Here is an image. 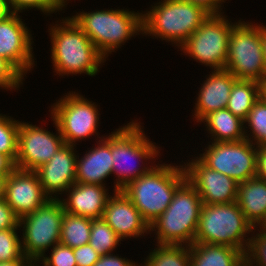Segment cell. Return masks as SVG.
<instances>
[{
  "mask_svg": "<svg viewBox=\"0 0 266 266\" xmlns=\"http://www.w3.org/2000/svg\"><path fill=\"white\" fill-rule=\"evenodd\" d=\"M75 148L64 144L47 163L35 170L44 193L50 199H60L76 182L78 151Z\"/></svg>",
  "mask_w": 266,
  "mask_h": 266,
  "instance_id": "obj_17",
  "label": "cell"
},
{
  "mask_svg": "<svg viewBox=\"0 0 266 266\" xmlns=\"http://www.w3.org/2000/svg\"><path fill=\"white\" fill-rule=\"evenodd\" d=\"M32 35L17 12L0 21V57L7 60L23 77H27L36 66Z\"/></svg>",
  "mask_w": 266,
  "mask_h": 266,
  "instance_id": "obj_14",
  "label": "cell"
},
{
  "mask_svg": "<svg viewBox=\"0 0 266 266\" xmlns=\"http://www.w3.org/2000/svg\"><path fill=\"white\" fill-rule=\"evenodd\" d=\"M47 32L55 75L86 74L93 77L100 72L106 58L70 16L53 22Z\"/></svg>",
  "mask_w": 266,
  "mask_h": 266,
  "instance_id": "obj_1",
  "label": "cell"
},
{
  "mask_svg": "<svg viewBox=\"0 0 266 266\" xmlns=\"http://www.w3.org/2000/svg\"><path fill=\"white\" fill-rule=\"evenodd\" d=\"M244 134L245 138L255 146H266V102L260 98L244 120Z\"/></svg>",
  "mask_w": 266,
  "mask_h": 266,
  "instance_id": "obj_28",
  "label": "cell"
},
{
  "mask_svg": "<svg viewBox=\"0 0 266 266\" xmlns=\"http://www.w3.org/2000/svg\"><path fill=\"white\" fill-rule=\"evenodd\" d=\"M140 266H190L189 246L157 244Z\"/></svg>",
  "mask_w": 266,
  "mask_h": 266,
  "instance_id": "obj_27",
  "label": "cell"
},
{
  "mask_svg": "<svg viewBox=\"0 0 266 266\" xmlns=\"http://www.w3.org/2000/svg\"><path fill=\"white\" fill-rule=\"evenodd\" d=\"M26 266H40L38 261H30Z\"/></svg>",
  "mask_w": 266,
  "mask_h": 266,
  "instance_id": "obj_47",
  "label": "cell"
},
{
  "mask_svg": "<svg viewBox=\"0 0 266 266\" xmlns=\"http://www.w3.org/2000/svg\"><path fill=\"white\" fill-rule=\"evenodd\" d=\"M51 253L42 256L38 262L42 266H77L73 248L56 244L50 249Z\"/></svg>",
  "mask_w": 266,
  "mask_h": 266,
  "instance_id": "obj_34",
  "label": "cell"
},
{
  "mask_svg": "<svg viewBox=\"0 0 266 266\" xmlns=\"http://www.w3.org/2000/svg\"><path fill=\"white\" fill-rule=\"evenodd\" d=\"M259 84V98L266 102V76L258 81Z\"/></svg>",
  "mask_w": 266,
  "mask_h": 266,
  "instance_id": "obj_44",
  "label": "cell"
},
{
  "mask_svg": "<svg viewBox=\"0 0 266 266\" xmlns=\"http://www.w3.org/2000/svg\"><path fill=\"white\" fill-rule=\"evenodd\" d=\"M19 228V217L7 202L0 198V230Z\"/></svg>",
  "mask_w": 266,
  "mask_h": 266,
  "instance_id": "obj_37",
  "label": "cell"
},
{
  "mask_svg": "<svg viewBox=\"0 0 266 266\" xmlns=\"http://www.w3.org/2000/svg\"><path fill=\"white\" fill-rule=\"evenodd\" d=\"M92 219L64 212L60 244L75 248L89 243Z\"/></svg>",
  "mask_w": 266,
  "mask_h": 266,
  "instance_id": "obj_26",
  "label": "cell"
},
{
  "mask_svg": "<svg viewBox=\"0 0 266 266\" xmlns=\"http://www.w3.org/2000/svg\"><path fill=\"white\" fill-rule=\"evenodd\" d=\"M3 199L21 218L37 210L50 198L44 193L35 171L15 168L7 177Z\"/></svg>",
  "mask_w": 266,
  "mask_h": 266,
  "instance_id": "obj_16",
  "label": "cell"
},
{
  "mask_svg": "<svg viewBox=\"0 0 266 266\" xmlns=\"http://www.w3.org/2000/svg\"><path fill=\"white\" fill-rule=\"evenodd\" d=\"M9 174H0V198L4 197L6 180Z\"/></svg>",
  "mask_w": 266,
  "mask_h": 266,
  "instance_id": "obj_45",
  "label": "cell"
},
{
  "mask_svg": "<svg viewBox=\"0 0 266 266\" xmlns=\"http://www.w3.org/2000/svg\"><path fill=\"white\" fill-rule=\"evenodd\" d=\"M185 180L183 163L158 162L148 173L129 183L122 192L150 225L168 208L175 191Z\"/></svg>",
  "mask_w": 266,
  "mask_h": 266,
  "instance_id": "obj_5",
  "label": "cell"
},
{
  "mask_svg": "<svg viewBox=\"0 0 266 266\" xmlns=\"http://www.w3.org/2000/svg\"><path fill=\"white\" fill-rule=\"evenodd\" d=\"M185 1H188L189 3L204 8L210 14H220L224 13V10H222L224 8V5L222 4H224L227 0H185Z\"/></svg>",
  "mask_w": 266,
  "mask_h": 266,
  "instance_id": "obj_39",
  "label": "cell"
},
{
  "mask_svg": "<svg viewBox=\"0 0 266 266\" xmlns=\"http://www.w3.org/2000/svg\"><path fill=\"white\" fill-rule=\"evenodd\" d=\"M183 162L187 181L196 189L203 204H228L237 199L238 183L207 167L198 157Z\"/></svg>",
  "mask_w": 266,
  "mask_h": 266,
  "instance_id": "obj_15",
  "label": "cell"
},
{
  "mask_svg": "<svg viewBox=\"0 0 266 266\" xmlns=\"http://www.w3.org/2000/svg\"><path fill=\"white\" fill-rule=\"evenodd\" d=\"M208 144L197 156L207 167L231 177L237 183L256 177L258 147L249 140L210 141Z\"/></svg>",
  "mask_w": 266,
  "mask_h": 266,
  "instance_id": "obj_12",
  "label": "cell"
},
{
  "mask_svg": "<svg viewBox=\"0 0 266 266\" xmlns=\"http://www.w3.org/2000/svg\"><path fill=\"white\" fill-rule=\"evenodd\" d=\"M106 186L75 182L60 198L66 212L91 219L101 218L110 194ZM110 193V194H109Z\"/></svg>",
  "mask_w": 266,
  "mask_h": 266,
  "instance_id": "obj_21",
  "label": "cell"
},
{
  "mask_svg": "<svg viewBox=\"0 0 266 266\" xmlns=\"http://www.w3.org/2000/svg\"><path fill=\"white\" fill-rule=\"evenodd\" d=\"M202 199L187 179L177 188L168 208L149 225L155 243L186 245L194 243ZM154 233V234H153Z\"/></svg>",
  "mask_w": 266,
  "mask_h": 266,
  "instance_id": "obj_6",
  "label": "cell"
},
{
  "mask_svg": "<svg viewBox=\"0 0 266 266\" xmlns=\"http://www.w3.org/2000/svg\"><path fill=\"white\" fill-rule=\"evenodd\" d=\"M49 112L56 121L67 145L76 146L78 142L86 140V138L88 140L93 135L97 136L96 140L106 136H99L100 133L97 131L100 124L98 104L90 101L79 92L69 91L67 94L65 93L51 105Z\"/></svg>",
  "mask_w": 266,
  "mask_h": 266,
  "instance_id": "obj_9",
  "label": "cell"
},
{
  "mask_svg": "<svg viewBox=\"0 0 266 266\" xmlns=\"http://www.w3.org/2000/svg\"><path fill=\"white\" fill-rule=\"evenodd\" d=\"M14 13L8 1L0 0V21L7 19Z\"/></svg>",
  "mask_w": 266,
  "mask_h": 266,
  "instance_id": "obj_42",
  "label": "cell"
},
{
  "mask_svg": "<svg viewBox=\"0 0 266 266\" xmlns=\"http://www.w3.org/2000/svg\"><path fill=\"white\" fill-rule=\"evenodd\" d=\"M236 202L253 227L261 225L266 218V181L255 177L238 183Z\"/></svg>",
  "mask_w": 266,
  "mask_h": 266,
  "instance_id": "obj_22",
  "label": "cell"
},
{
  "mask_svg": "<svg viewBox=\"0 0 266 266\" xmlns=\"http://www.w3.org/2000/svg\"><path fill=\"white\" fill-rule=\"evenodd\" d=\"M14 12L23 13L37 9L43 12L46 16L62 12L65 8L64 0H8ZM29 9V10H28Z\"/></svg>",
  "mask_w": 266,
  "mask_h": 266,
  "instance_id": "obj_33",
  "label": "cell"
},
{
  "mask_svg": "<svg viewBox=\"0 0 266 266\" xmlns=\"http://www.w3.org/2000/svg\"><path fill=\"white\" fill-rule=\"evenodd\" d=\"M262 44H263L265 70H266V25H263V23H262Z\"/></svg>",
  "mask_w": 266,
  "mask_h": 266,
  "instance_id": "obj_46",
  "label": "cell"
},
{
  "mask_svg": "<svg viewBox=\"0 0 266 266\" xmlns=\"http://www.w3.org/2000/svg\"><path fill=\"white\" fill-rule=\"evenodd\" d=\"M121 241L102 217L92 219L89 244L100 256L113 253Z\"/></svg>",
  "mask_w": 266,
  "mask_h": 266,
  "instance_id": "obj_29",
  "label": "cell"
},
{
  "mask_svg": "<svg viewBox=\"0 0 266 266\" xmlns=\"http://www.w3.org/2000/svg\"><path fill=\"white\" fill-rule=\"evenodd\" d=\"M205 124L212 142H237L245 139L244 121L227 108L213 111L200 122Z\"/></svg>",
  "mask_w": 266,
  "mask_h": 266,
  "instance_id": "obj_24",
  "label": "cell"
},
{
  "mask_svg": "<svg viewBox=\"0 0 266 266\" xmlns=\"http://www.w3.org/2000/svg\"><path fill=\"white\" fill-rule=\"evenodd\" d=\"M253 230L236 201L203 204L194 242L225 245L245 253Z\"/></svg>",
  "mask_w": 266,
  "mask_h": 266,
  "instance_id": "obj_7",
  "label": "cell"
},
{
  "mask_svg": "<svg viewBox=\"0 0 266 266\" xmlns=\"http://www.w3.org/2000/svg\"><path fill=\"white\" fill-rule=\"evenodd\" d=\"M14 169V162L5 154L0 153V174H10Z\"/></svg>",
  "mask_w": 266,
  "mask_h": 266,
  "instance_id": "obj_41",
  "label": "cell"
},
{
  "mask_svg": "<svg viewBox=\"0 0 266 266\" xmlns=\"http://www.w3.org/2000/svg\"><path fill=\"white\" fill-rule=\"evenodd\" d=\"M70 17L107 59L132 37L142 34V12L127 8L83 10Z\"/></svg>",
  "mask_w": 266,
  "mask_h": 266,
  "instance_id": "obj_4",
  "label": "cell"
},
{
  "mask_svg": "<svg viewBox=\"0 0 266 266\" xmlns=\"http://www.w3.org/2000/svg\"><path fill=\"white\" fill-rule=\"evenodd\" d=\"M258 99L259 84L257 81L236 80L232 86L226 108L244 121Z\"/></svg>",
  "mask_w": 266,
  "mask_h": 266,
  "instance_id": "obj_25",
  "label": "cell"
},
{
  "mask_svg": "<svg viewBox=\"0 0 266 266\" xmlns=\"http://www.w3.org/2000/svg\"><path fill=\"white\" fill-rule=\"evenodd\" d=\"M51 118L56 133L50 132L40 125H33L31 122L20 121L15 168L35 171L47 163L65 144L56 121L52 116Z\"/></svg>",
  "mask_w": 266,
  "mask_h": 266,
  "instance_id": "obj_13",
  "label": "cell"
},
{
  "mask_svg": "<svg viewBox=\"0 0 266 266\" xmlns=\"http://www.w3.org/2000/svg\"><path fill=\"white\" fill-rule=\"evenodd\" d=\"M25 78L4 58L0 57V89L19 90Z\"/></svg>",
  "mask_w": 266,
  "mask_h": 266,
  "instance_id": "obj_35",
  "label": "cell"
},
{
  "mask_svg": "<svg viewBox=\"0 0 266 266\" xmlns=\"http://www.w3.org/2000/svg\"><path fill=\"white\" fill-rule=\"evenodd\" d=\"M73 252L77 266H93L100 258L98 252L89 243L73 248Z\"/></svg>",
  "mask_w": 266,
  "mask_h": 266,
  "instance_id": "obj_36",
  "label": "cell"
},
{
  "mask_svg": "<svg viewBox=\"0 0 266 266\" xmlns=\"http://www.w3.org/2000/svg\"><path fill=\"white\" fill-rule=\"evenodd\" d=\"M206 80L201 83L192 116L199 123L213 111L224 109L228 105L234 82L237 80L227 70H211ZM194 112V113H193Z\"/></svg>",
  "mask_w": 266,
  "mask_h": 266,
  "instance_id": "obj_19",
  "label": "cell"
},
{
  "mask_svg": "<svg viewBox=\"0 0 266 266\" xmlns=\"http://www.w3.org/2000/svg\"><path fill=\"white\" fill-rule=\"evenodd\" d=\"M244 257L247 266H266V224L254 227Z\"/></svg>",
  "mask_w": 266,
  "mask_h": 266,
  "instance_id": "obj_31",
  "label": "cell"
},
{
  "mask_svg": "<svg viewBox=\"0 0 266 266\" xmlns=\"http://www.w3.org/2000/svg\"><path fill=\"white\" fill-rule=\"evenodd\" d=\"M20 121L12 116L0 114V153L14 163L18 154V133Z\"/></svg>",
  "mask_w": 266,
  "mask_h": 266,
  "instance_id": "obj_30",
  "label": "cell"
},
{
  "mask_svg": "<svg viewBox=\"0 0 266 266\" xmlns=\"http://www.w3.org/2000/svg\"><path fill=\"white\" fill-rule=\"evenodd\" d=\"M148 9L142 11L141 36L159 38L178 48L210 15L204 8L185 0H160Z\"/></svg>",
  "mask_w": 266,
  "mask_h": 266,
  "instance_id": "obj_3",
  "label": "cell"
},
{
  "mask_svg": "<svg viewBox=\"0 0 266 266\" xmlns=\"http://www.w3.org/2000/svg\"><path fill=\"white\" fill-rule=\"evenodd\" d=\"M256 178L266 181V146L258 147Z\"/></svg>",
  "mask_w": 266,
  "mask_h": 266,
  "instance_id": "obj_40",
  "label": "cell"
},
{
  "mask_svg": "<svg viewBox=\"0 0 266 266\" xmlns=\"http://www.w3.org/2000/svg\"><path fill=\"white\" fill-rule=\"evenodd\" d=\"M64 2H65V8L64 9H66V7H67V5L69 3V0H64Z\"/></svg>",
  "mask_w": 266,
  "mask_h": 266,
  "instance_id": "obj_48",
  "label": "cell"
},
{
  "mask_svg": "<svg viewBox=\"0 0 266 266\" xmlns=\"http://www.w3.org/2000/svg\"><path fill=\"white\" fill-rule=\"evenodd\" d=\"M20 228L0 230V262L27 259L22 252Z\"/></svg>",
  "mask_w": 266,
  "mask_h": 266,
  "instance_id": "obj_32",
  "label": "cell"
},
{
  "mask_svg": "<svg viewBox=\"0 0 266 266\" xmlns=\"http://www.w3.org/2000/svg\"><path fill=\"white\" fill-rule=\"evenodd\" d=\"M64 212L60 199H49L34 212L19 218L22 252L27 259L38 261L49 247L59 244Z\"/></svg>",
  "mask_w": 266,
  "mask_h": 266,
  "instance_id": "obj_10",
  "label": "cell"
},
{
  "mask_svg": "<svg viewBox=\"0 0 266 266\" xmlns=\"http://www.w3.org/2000/svg\"><path fill=\"white\" fill-rule=\"evenodd\" d=\"M190 266H243L244 252L225 245L194 242L189 246Z\"/></svg>",
  "mask_w": 266,
  "mask_h": 266,
  "instance_id": "obj_23",
  "label": "cell"
},
{
  "mask_svg": "<svg viewBox=\"0 0 266 266\" xmlns=\"http://www.w3.org/2000/svg\"><path fill=\"white\" fill-rule=\"evenodd\" d=\"M93 266H140V263L137 264L135 261H131L128 258L119 257L114 253L106 254L100 256V258L93 264Z\"/></svg>",
  "mask_w": 266,
  "mask_h": 266,
  "instance_id": "obj_38",
  "label": "cell"
},
{
  "mask_svg": "<svg viewBox=\"0 0 266 266\" xmlns=\"http://www.w3.org/2000/svg\"><path fill=\"white\" fill-rule=\"evenodd\" d=\"M134 120L111 132L112 174L116 178L113 191L124 189L133 180L148 173L157 165L155 160L161 155L160 147L145 135L142 123ZM136 163L138 165H134Z\"/></svg>",
  "mask_w": 266,
  "mask_h": 266,
  "instance_id": "obj_2",
  "label": "cell"
},
{
  "mask_svg": "<svg viewBox=\"0 0 266 266\" xmlns=\"http://www.w3.org/2000/svg\"><path fill=\"white\" fill-rule=\"evenodd\" d=\"M224 13L210 14L203 24L179 47L184 55L209 67L224 70L228 55L229 36L233 26Z\"/></svg>",
  "mask_w": 266,
  "mask_h": 266,
  "instance_id": "obj_11",
  "label": "cell"
},
{
  "mask_svg": "<svg viewBox=\"0 0 266 266\" xmlns=\"http://www.w3.org/2000/svg\"><path fill=\"white\" fill-rule=\"evenodd\" d=\"M102 218L122 241L149 235V224L122 190L114 191L109 197Z\"/></svg>",
  "mask_w": 266,
  "mask_h": 266,
  "instance_id": "obj_18",
  "label": "cell"
},
{
  "mask_svg": "<svg viewBox=\"0 0 266 266\" xmlns=\"http://www.w3.org/2000/svg\"><path fill=\"white\" fill-rule=\"evenodd\" d=\"M96 143L81 158L77 154V183L106 186L105 179L112 176L111 133Z\"/></svg>",
  "mask_w": 266,
  "mask_h": 266,
  "instance_id": "obj_20",
  "label": "cell"
},
{
  "mask_svg": "<svg viewBox=\"0 0 266 266\" xmlns=\"http://www.w3.org/2000/svg\"><path fill=\"white\" fill-rule=\"evenodd\" d=\"M225 70L237 80L258 82L266 76L262 24L240 19L233 26L229 36Z\"/></svg>",
  "mask_w": 266,
  "mask_h": 266,
  "instance_id": "obj_8",
  "label": "cell"
},
{
  "mask_svg": "<svg viewBox=\"0 0 266 266\" xmlns=\"http://www.w3.org/2000/svg\"><path fill=\"white\" fill-rule=\"evenodd\" d=\"M29 262V259H18L15 261L0 262V266H26Z\"/></svg>",
  "mask_w": 266,
  "mask_h": 266,
  "instance_id": "obj_43",
  "label": "cell"
}]
</instances>
